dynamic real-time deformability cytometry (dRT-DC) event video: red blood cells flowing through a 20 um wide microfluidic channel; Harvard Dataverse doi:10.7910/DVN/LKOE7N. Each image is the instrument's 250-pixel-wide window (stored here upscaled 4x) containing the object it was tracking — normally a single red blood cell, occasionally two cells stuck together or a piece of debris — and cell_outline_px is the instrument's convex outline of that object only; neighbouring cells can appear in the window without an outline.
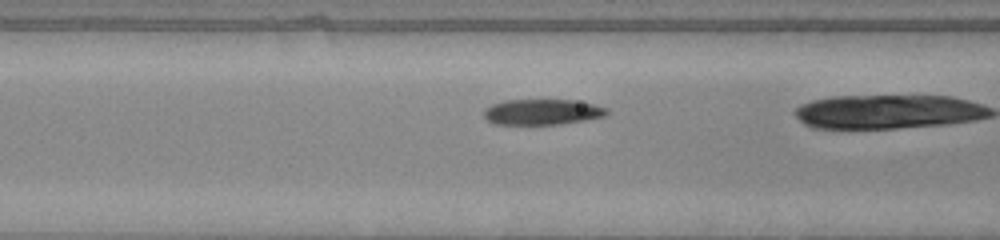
{"species": "common noctule bat (a hibernating species)", "species_latin": "Nyctalus noctula", "temperature_condition": "warm", "stored_images_in_passage": 26, "camera_frame_rate_fps": 3000, "um_per_image_px": 0.085, "animal": {"sex": "male", "body_mass_g": 20.0, "forearm_length_mm": 53.3}, "frame": {"image": 1, "passage_image": 8, "time_ms": 2.333, "image_size_px": [1000, 240], "cell_outline_px": [[608, 112], [604, 116], [584, 120], [560, 124], [496, 124], [488, 120], [484, 116], [484, 108], [492, 104], [504, 100], [572, 100], [592, 104], [608, 108]], "centroid_in_image_um": [46.06, 9.51], "position_along_channel_um": 120.5, "area_um2": 18.21}}
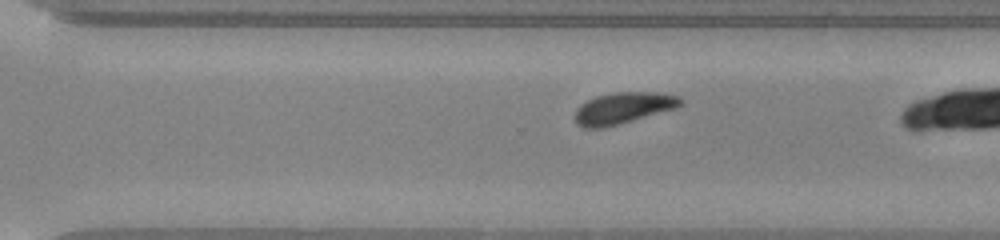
{"frame": {"image": 2, "passage_image": 22, "time_ms": 7.0, "image_size_px": [1000, 240], "cell_outline_px": [[684, 104], [676, 108], [604, 128], [584, 128], [576, 124], [576, 108], [580, 104], [596, 96], [612, 92], [660, 92], [680, 96], [684, 100]], "centroid_in_image_um": [53.0, 9.17], "position_along_channel_um": 317.6, "area_um2": 19.48}}